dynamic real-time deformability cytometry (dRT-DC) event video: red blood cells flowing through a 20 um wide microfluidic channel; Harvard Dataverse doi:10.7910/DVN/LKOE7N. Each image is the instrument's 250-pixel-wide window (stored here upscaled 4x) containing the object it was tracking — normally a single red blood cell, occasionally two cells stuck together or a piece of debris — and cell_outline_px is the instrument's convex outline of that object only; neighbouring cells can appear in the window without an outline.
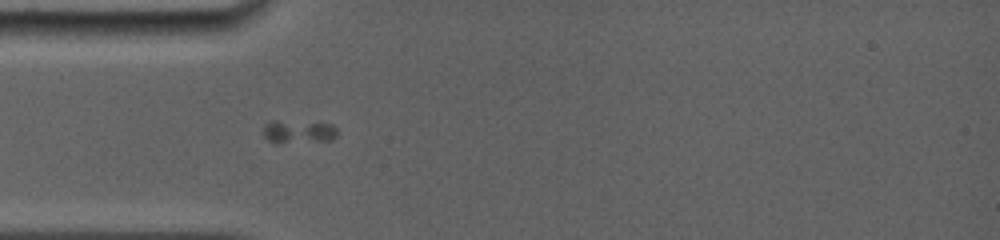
{"species": "common noctule bat (a hibernating species)", "species_latin": "Nyctalus noctula", "temperature_condition": "room temperature", "stored_images_in_passage": 23, "camera_frame_rate_fps": 5000, "um_per_image_px": 0.085, "animal": {"sex": "female", "body_mass_g": 19.0, "forearm_length_mm": 56.7}, "frame": {"image": 1, "passage_image": 6, "time_ms": 5.0, "image_size_px": [1000, 240], "cell_outline_px": [[336, 136], [332, 140], [280, 144], [268, 140], [264, 136], [264, 124], [268, 120], [276, 120], [332, 124], [336, 128]], "centroid_in_image_um": [25.33, 11.2], "position_along_channel_um": 59.7, "area_um2": 10.17}}